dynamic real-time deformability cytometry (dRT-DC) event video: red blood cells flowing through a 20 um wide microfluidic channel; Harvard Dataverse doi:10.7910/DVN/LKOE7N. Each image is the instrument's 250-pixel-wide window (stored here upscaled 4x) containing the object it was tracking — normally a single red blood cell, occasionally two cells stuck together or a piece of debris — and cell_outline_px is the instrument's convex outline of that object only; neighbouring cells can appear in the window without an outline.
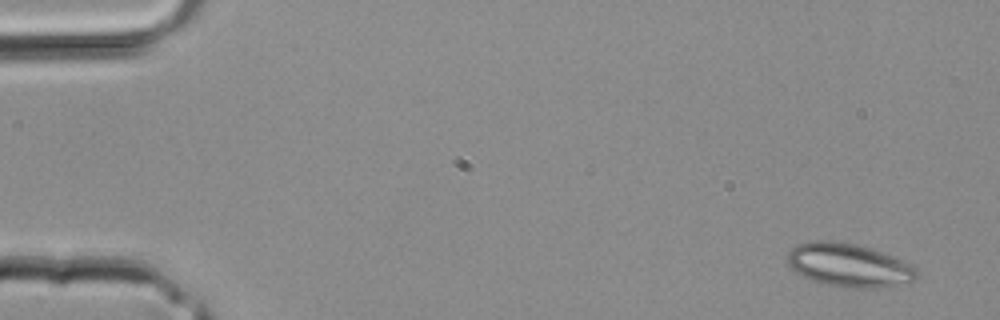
{"species": "common noctule bat (a hibernating species)", "species_latin": "Nyctalus noctula", "temperature_condition": "room temperature", "stored_images_in_passage": 3, "camera_frame_rate_fps": 3000, "um_per_image_px": 0.085, "animal": {"sex": "male", "body_mass_g": 20.4}, "frame": {"image": 1, "passage_image": 1, "time_ms": 0.0, "image_size_px": [1000, 320], "cell_outline_px": [[916, 280], [908, 284], [876, 288], [844, 288], [812, 280], [796, 272], [788, 264], [788, 252], [792, 248], [800, 244], [816, 240], [832, 240], [856, 244], [880, 252], [900, 260], [916, 268]], "centroid_in_image_um": [72.16, 22.56], "position_along_channel_um": 12.8, "area_um2": 32.43}}